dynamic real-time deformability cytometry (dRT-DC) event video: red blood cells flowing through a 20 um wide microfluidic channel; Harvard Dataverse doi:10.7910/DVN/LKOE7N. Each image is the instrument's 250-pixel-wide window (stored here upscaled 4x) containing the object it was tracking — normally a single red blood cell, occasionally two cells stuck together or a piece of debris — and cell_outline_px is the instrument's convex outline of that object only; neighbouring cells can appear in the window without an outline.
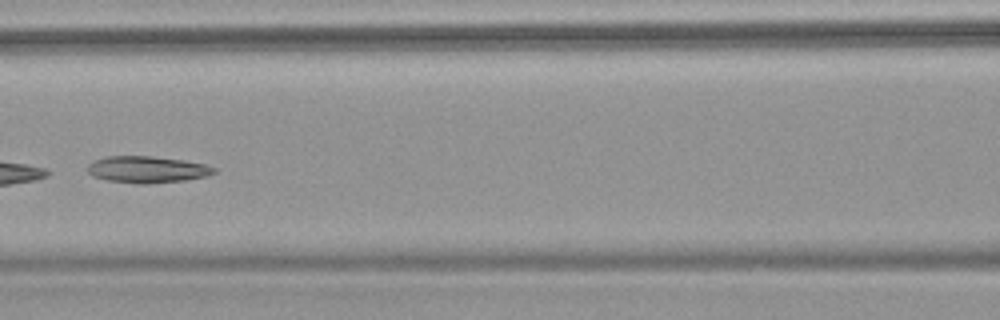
{"species": "common noctule bat (a hibernating species)", "species_latin": "Nyctalus noctula", "temperature_condition": "warm", "stored_images_in_passage": 9, "camera_frame_rate_fps": 3000, "um_per_image_px": 0.085, "animal": {"sex": "female", "body_mass_g": 18.4}, "frame": {"image": 1, "passage_image": 6, "time_ms": 7.0, "image_size_px": [1000, 320], "cell_outline_px": [[216, 172], [208, 176], [184, 180], [144, 184], [140, 184], [108, 180], [92, 176], [88, 172], [88, 164], [96, 160], [108, 156], [148, 156], [184, 160], [204, 164], [216, 168]], "centroid_in_image_um": [12.52, 14.41], "position_along_channel_um": 154.1, "area_um2": 19.48}}
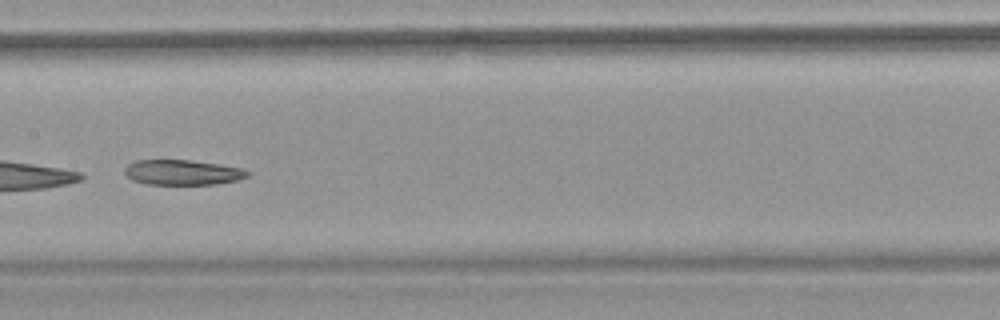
{"frame": {"image": 2, "passage_image": 7, "time_ms": 8.0, "image_size_px": [1000, 320], "cell_outline_px": [[252, 172], [248, 176], [236, 180], [216, 184], [144, 184], [132, 180], [124, 172], [124, 168], [128, 164], [136, 160], [188, 160], [220, 164], [244, 168]], "centroid_in_image_um": [15.53, 14.65], "position_along_channel_um": 191.9, "area_um2": 18.09}}
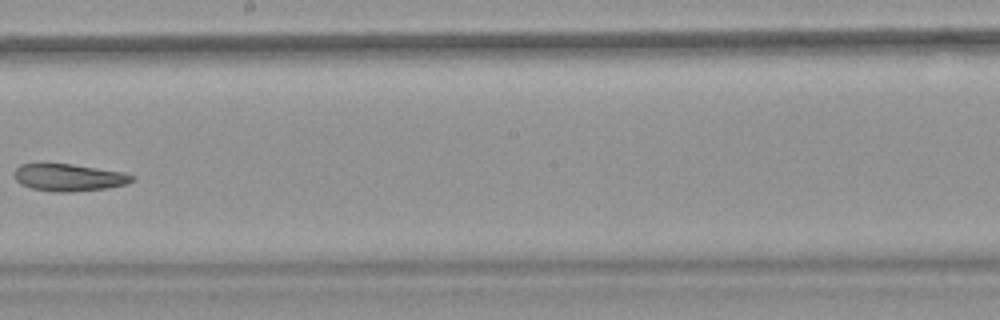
{"frame": {"image": 3, "passage_image": 8, "time_ms": 9.333, "image_size_px": [1000, 320], "cell_outline_px": [[136, 180], [128, 184], [108, 188], [72, 192], [56, 192], [32, 188], [20, 184], [16, 180], [12, 172], [20, 164], [72, 164], [124, 172], [136, 176]], "centroid_in_image_um": [5.9, 15.09], "position_along_channel_um": 242.3, "area_um2": 18.9}}